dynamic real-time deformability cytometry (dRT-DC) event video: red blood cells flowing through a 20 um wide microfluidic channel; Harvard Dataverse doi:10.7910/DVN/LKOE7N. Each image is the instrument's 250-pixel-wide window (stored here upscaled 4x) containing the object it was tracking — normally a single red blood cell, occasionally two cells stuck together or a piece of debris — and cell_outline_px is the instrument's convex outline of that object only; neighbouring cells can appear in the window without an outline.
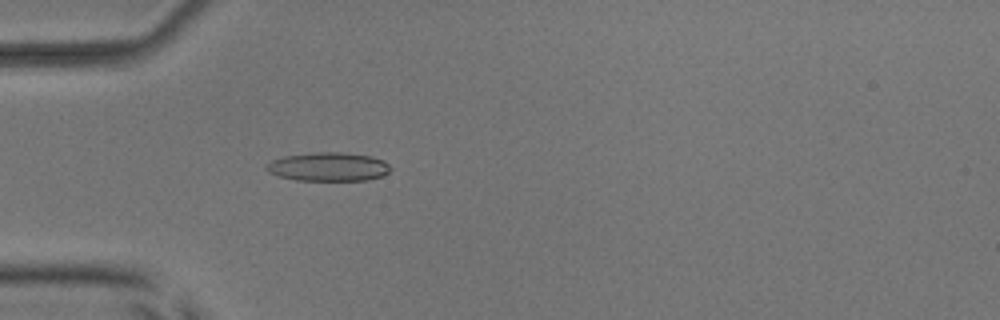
{"species": "common noctule bat (a hibernating species)", "species_latin": "Nyctalus noctula", "temperature_condition": "room temperature", "stored_images_in_passage": 54, "camera_frame_rate_fps": 3000, "um_per_image_px": 0.085, "animal": {"sex": "male", "body_mass_g": 17.9, "forearm_length_mm": 54.2}, "frame": {"image": 1, "passage_image": 17, "time_ms": 5.333, "image_size_px": [1000, 320], "cell_outline_px": [[392, 168], [388, 172], [380, 176], [368, 180], [296, 180], [280, 176], [268, 172], [264, 168], [264, 164], [272, 160], [284, 156], [316, 152], [340, 152], [372, 156], [384, 160]], "centroid_in_image_um": [27.89, 14.17], "position_along_channel_um": 57.1, "area_um2": 20.81}}
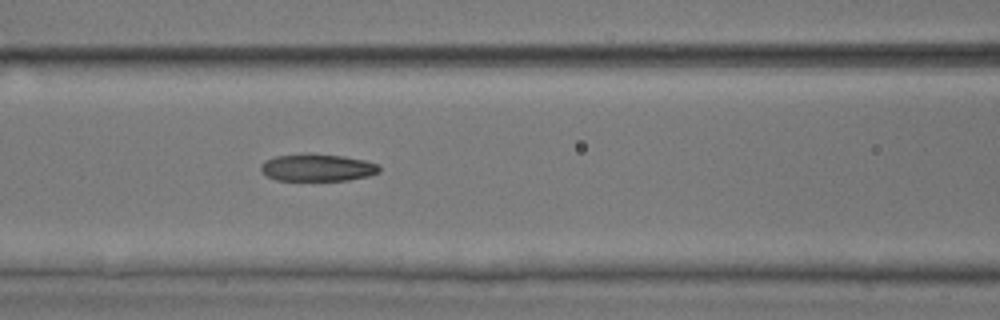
{"frame": {"image": 2, "passage_image": 24, "time_ms": 7.667, "image_size_px": [1000, 320], "cell_outline_px": [[380, 172], [368, 176], [348, 180], [276, 180], [268, 176], [260, 168], [260, 164], [264, 160], [276, 156], [308, 152], [344, 156], [364, 160], [376, 164], [380, 168]], "centroid_in_image_um": [26.96, 14.22], "position_along_channel_um": 139.6, "area_um2": 18.96}}
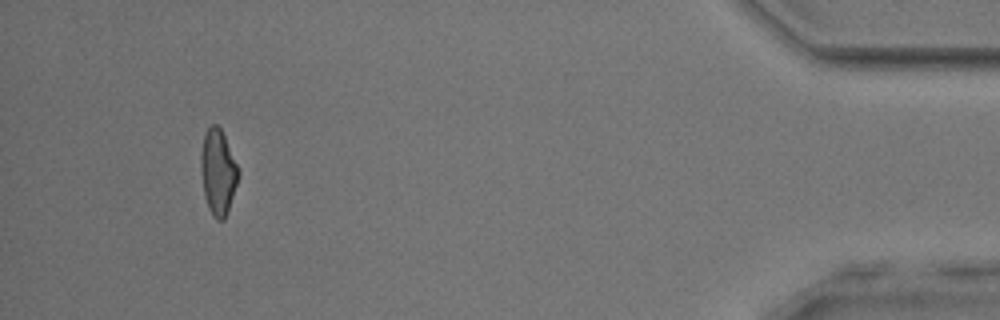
{"frame": {"image": 3, "passage_image": 51, "time_ms": 16.667, "image_size_px": [1000, 320], "cell_outline_px": [[240, 172], [224, 220], [216, 220], [212, 216], [208, 208], [204, 196], [200, 168], [200, 156], [204, 136], [208, 128], [212, 124], [216, 124], [220, 128], [240, 168]], "centroid_in_image_um": [18.52, 14.63], "position_along_channel_um": 416.7, "area_um2": 18.61}, "authors_computed_cell_mechanics": {"area_um2": 19.3919, "velocity_mm_per_s": 3.8301, "shape_relaxation_time_tau1_ms": 4.5121, "shape_relaxation_time_tau2_ms": 2.7065, "deformation_change_tau1": 0.1636, "deformation_change_tau2": 0.1128}}